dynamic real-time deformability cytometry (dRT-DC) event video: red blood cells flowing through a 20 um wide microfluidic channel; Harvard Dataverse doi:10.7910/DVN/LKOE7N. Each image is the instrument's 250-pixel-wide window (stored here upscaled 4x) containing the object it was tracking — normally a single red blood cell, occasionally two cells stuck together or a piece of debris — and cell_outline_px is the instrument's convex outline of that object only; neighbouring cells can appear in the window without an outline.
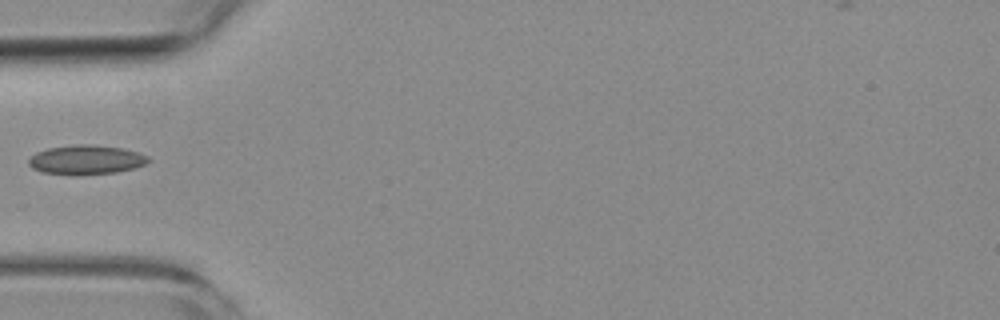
{"species": "common noctule bat (a hibernating species)", "species_latin": "Nyctalus noctula", "temperature_condition": "room temperature", "stored_images_in_passage": 5, "camera_frame_rate_fps": 3000, "um_per_image_px": 0.085, "animal": {"sex": "female", "body_mass_g": 19.3, "forearm_length_mm": 54.1}, "frame": {"image": 1, "passage_image": 5, "time_ms": 5.333, "image_size_px": [1000, 320], "cell_outline_px": [[152, 160], [136, 168], [116, 172], [72, 176], [44, 172], [32, 168], [28, 164], [28, 160], [36, 152], [48, 148], [76, 144], [92, 144], [124, 148], [140, 152], [148, 156]], "centroid_in_image_um": [7.35, 13.58], "position_along_channel_um": 77.6, "area_um2": 20.81}}